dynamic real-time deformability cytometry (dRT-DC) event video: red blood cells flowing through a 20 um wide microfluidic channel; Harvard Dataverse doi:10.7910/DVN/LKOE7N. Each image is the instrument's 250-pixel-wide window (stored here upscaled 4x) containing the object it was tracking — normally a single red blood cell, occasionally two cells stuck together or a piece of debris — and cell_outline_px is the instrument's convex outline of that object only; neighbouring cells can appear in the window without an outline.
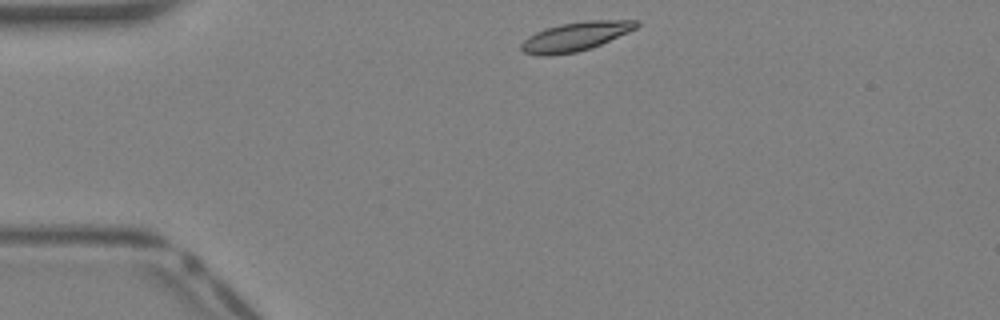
{"species": "Egyptian fruit bat (a non-hibernating species)", "species_latin": "Rousettus aegyptiacus", "temperature_condition": "warm", "stored_images_in_passage": 32, "camera_frame_rate_fps": 3000, "um_per_image_px": 0.085, "animal": {"sex": "female"}, "frame": {"image": 1, "passage_image": 1, "time_ms": 0.0, "image_size_px": [1000, 320], "cell_outline_px": [[640, 24], [636, 28], [628, 32], [592, 48], [576, 52], [552, 56], [540, 56], [524, 52], [520, 48], [520, 44], [528, 36], [536, 32], [560, 24], [588, 20], [636, 20]], "centroid_in_image_um": [48.9, 3.11], "position_along_channel_um": 36.1, "area_um2": 19.42}}
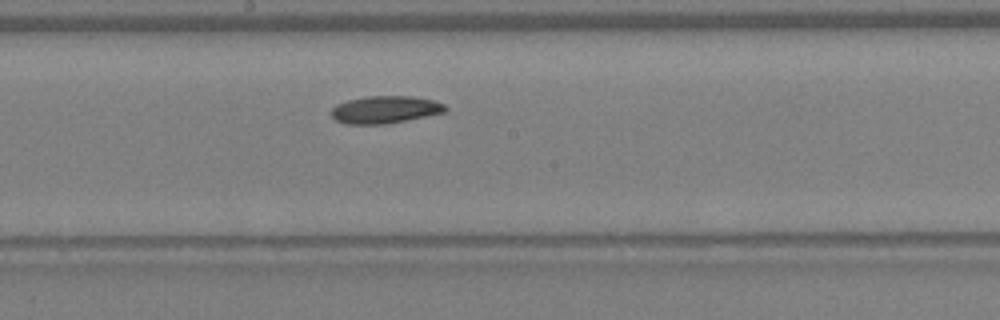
{"frame": {"image": 2, "passage_image": 14, "time_ms": 4.333, "image_size_px": [1000, 320], "cell_outline_px": [[448, 108], [444, 112], [384, 124], [344, 124], [336, 120], [332, 116], [332, 108], [336, 104], [348, 100], [364, 96], [412, 96], [432, 100], [444, 104]], "centroid_in_image_um": [32.69, 9.31], "position_along_channel_um": 215.5, "area_um2": 18.03}}
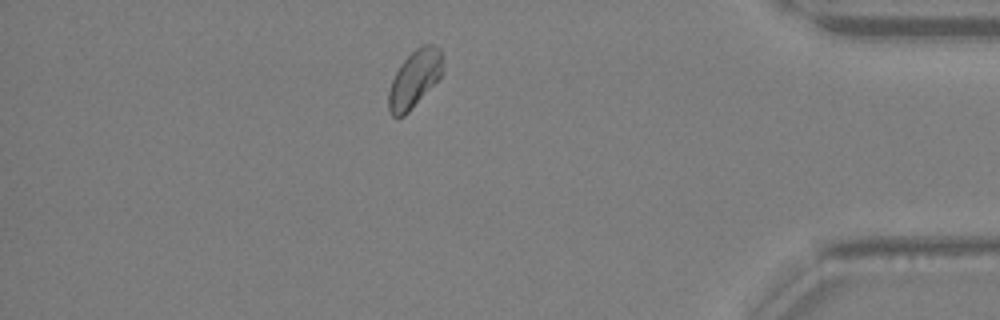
{"frame": {"image": 3, "passage_image": 27, "time_ms": 8.667, "image_size_px": [1000, 320], "cell_outline_px": [[444, 72], [408, 112], [404, 116], [396, 120], [392, 116], [388, 108], [388, 92], [392, 80], [400, 64], [416, 48], [424, 44], [432, 44], [440, 48], [444, 68]], "centroid_in_image_um": [35.23, 6.71], "position_along_channel_um": 400.0, "area_um2": 18.03}}